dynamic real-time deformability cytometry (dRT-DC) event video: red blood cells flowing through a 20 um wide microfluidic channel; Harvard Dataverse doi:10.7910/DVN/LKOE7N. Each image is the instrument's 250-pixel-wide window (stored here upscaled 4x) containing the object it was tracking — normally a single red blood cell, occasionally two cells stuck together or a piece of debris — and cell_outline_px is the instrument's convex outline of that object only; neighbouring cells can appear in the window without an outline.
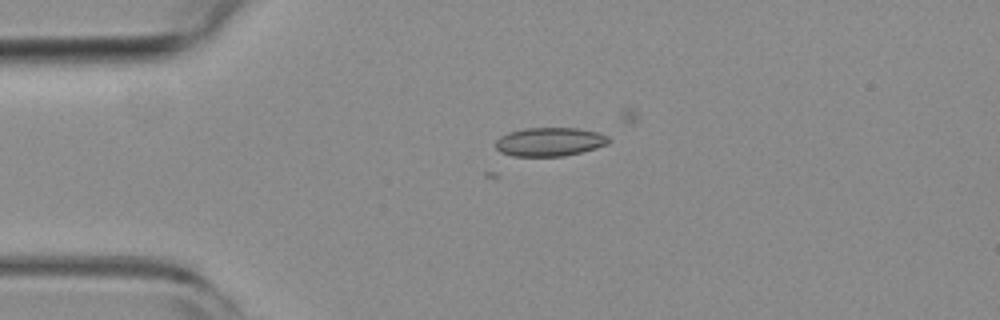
{"species": "common noctule bat (a hibernating species)", "species_latin": "Nyctalus noctula", "temperature_condition": "room temperature", "stored_images_in_passage": 3, "camera_frame_rate_fps": 3000, "um_per_image_px": 0.085, "animal": {"sex": "female", "body_mass_g": 19.3, "forearm_length_mm": 54.1}, "frame": {"image": 1, "passage_image": 1, "time_ms": 0.0, "image_size_px": [1000, 320], "cell_outline_px": [[612, 140], [608, 144], [596, 148], [564, 156], [512, 156], [500, 152], [496, 148], [496, 140], [500, 136], [508, 132], [524, 128], [576, 128], [596, 132], [608, 136]], "centroid_in_image_um": [46.71, 12.05], "position_along_channel_um": 38.3, "area_um2": 18.96}}